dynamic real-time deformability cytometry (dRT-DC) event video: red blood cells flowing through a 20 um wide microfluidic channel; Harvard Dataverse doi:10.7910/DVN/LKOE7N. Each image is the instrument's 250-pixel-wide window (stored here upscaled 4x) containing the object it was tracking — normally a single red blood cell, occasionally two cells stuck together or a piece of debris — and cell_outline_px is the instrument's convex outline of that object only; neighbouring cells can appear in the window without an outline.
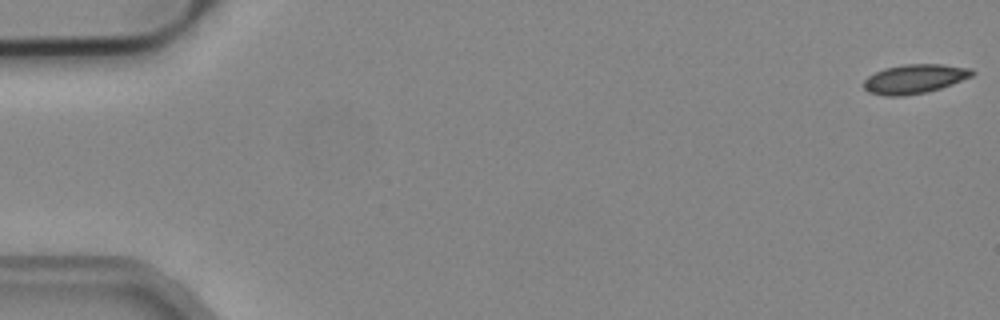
{"species": "common noctule bat (a hibernating species)", "species_latin": "Nyctalus noctula", "temperature_condition": "cold", "stored_images_in_passage": 6, "camera_frame_rate_fps": 3000, "um_per_image_px": 0.085, "animal": {"sex": "male", "body_mass_g": 19.2, "forearm_length_mm": 51.8}, "frame": {"image": 1, "passage_image": 1, "time_ms": 0.0, "image_size_px": [1000, 320], "cell_outline_px": [[976, 72], [972, 76], [952, 84], [940, 88], [924, 92], [904, 96], [884, 96], [868, 92], [864, 88], [864, 80], [868, 76], [884, 68], [904, 64], [940, 64], [972, 68]], "centroid_in_image_um": [77.74, 6.7], "position_along_channel_um": 7.3, "area_um2": 18.44}}